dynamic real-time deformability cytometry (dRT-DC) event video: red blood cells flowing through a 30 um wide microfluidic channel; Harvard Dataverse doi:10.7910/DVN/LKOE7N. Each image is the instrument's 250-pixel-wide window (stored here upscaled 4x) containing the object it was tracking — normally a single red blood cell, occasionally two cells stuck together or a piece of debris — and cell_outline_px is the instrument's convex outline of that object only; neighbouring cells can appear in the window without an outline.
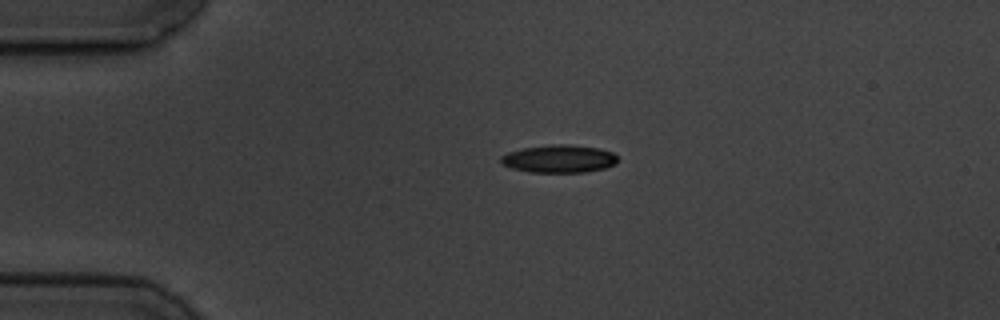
{"species": "common noctule bat (a hibernating species)", "species_latin": "Nyctalus noctula", "temperature_condition": "cold", "stored_images_in_passage": 2, "camera_frame_rate_fps": 3000, "um_per_image_px": 0.085, "animal": {"sex": "male", "body_mass_g": 19.5, "forearm_length_mm": 54.6}, "frame": {"image": 1, "passage_image": 1, "time_ms": 0.0, "image_size_px": [1000, 320], "cell_outline_px": [[616, 164], [604, 168], [584, 172], [528, 172], [512, 168], [500, 164], [500, 156], [508, 152], [524, 148], [552, 144], [568, 144], [600, 148], [612, 152], [616, 156]], "centroid_in_image_um": [47.49, 13.49], "position_along_channel_um": 37.5, "area_um2": 18.96}}